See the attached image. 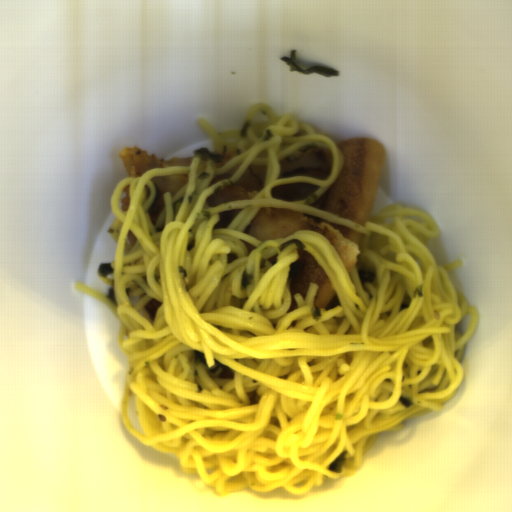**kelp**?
Listing matches in <instances>:
<instances>
[{"label":"kelp","instance_id":"obj_1","mask_svg":"<svg viewBox=\"0 0 512 512\" xmlns=\"http://www.w3.org/2000/svg\"><path fill=\"white\" fill-rule=\"evenodd\" d=\"M296 59H297V50H294V49L291 50L290 57H286V56L280 57V60L289 66V71H291V72L292 71L300 72L303 75L316 73L318 75H323L325 77H330V78L334 77V76H340L339 71H336L334 69L325 68V67H316L315 66V67H310L306 70H303L296 64V62H295Z\"/></svg>","mask_w":512,"mask_h":512},{"label":"kelp","instance_id":"obj_2","mask_svg":"<svg viewBox=\"0 0 512 512\" xmlns=\"http://www.w3.org/2000/svg\"><path fill=\"white\" fill-rule=\"evenodd\" d=\"M192 358L195 363H201L210 373H216L219 375H231L234 374V370L227 365H224L216 358L214 359L215 364L213 367H207V361L204 352L195 350L193 351Z\"/></svg>","mask_w":512,"mask_h":512},{"label":"kelp","instance_id":"obj_3","mask_svg":"<svg viewBox=\"0 0 512 512\" xmlns=\"http://www.w3.org/2000/svg\"><path fill=\"white\" fill-rule=\"evenodd\" d=\"M228 151V146H224L222 148V154H218L215 152H210L207 148L200 147L197 150H194L193 154L195 157L200 158L203 161L211 160V162L220 163L223 162Z\"/></svg>","mask_w":512,"mask_h":512},{"label":"kelp","instance_id":"obj_4","mask_svg":"<svg viewBox=\"0 0 512 512\" xmlns=\"http://www.w3.org/2000/svg\"><path fill=\"white\" fill-rule=\"evenodd\" d=\"M347 451H343L339 456H337L327 467L328 471L332 473H341L342 466L345 462V458L347 456Z\"/></svg>","mask_w":512,"mask_h":512},{"label":"kelp","instance_id":"obj_5","mask_svg":"<svg viewBox=\"0 0 512 512\" xmlns=\"http://www.w3.org/2000/svg\"><path fill=\"white\" fill-rule=\"evenodd\" d=\"M358 276H359L360 284L373 282L374 279L376 278L375 273H373L372 271H368V270L367 271L359 270Z\"/></svg>","mask_w":512,"mask_h":512},{"label":"kelp","instance_id":"obj_6","mask_svg":"<svg viewBox=\"0 0 512 512\" xmlns=\"http://www.w3.org/2000/svg\"><path fill=\"white\" fill-rule=\"evenodd\" d=\"M114 269L111 263H101L98 268V273L101 278H106L108 274H112Z\"/></svg>","mask_w":512,"mask_h":512},{"label":"kelp","instance_id":"obj_7","mask_svg":"<svg viewBox=\"0 0 512 512\" xmlns=\"http://www.w3.org/2000/svg\"><path fill=\"white\" fill-rule=\"evenodd\" d=\"M254 278V274H248L246 272V270H243L242 274H241V285L243 286L244 289H246L247 286H249L252 282Z\"/></svg>","mask_w":512,"mask_h":512},{"label":"kelp","instance_id":"obj_8","mask_svg":"<svg viewBox=\"0 0 512 512\" xmlns=\"http://www.w3.org/2000/svg\"><path fill=\"white\" fill-rule=\"evenodd\" d=\"M293 243H295L297 245L298 249H300V250L303 249L304 246H305L304 243L301 242L299 239H294L293 238V239H290V240L284 242L283 244H281L280 247H279L280 251L282 252V250L284 248H286L287 246H289V245H291Z\"/></svg>","mask_w":512,"mask_h":512},{"label":"kelp","instance_id":"obj_9","mask_svg":"<svg viewBox=\"0 0 512 512\" xmlns=\"http://www.w3.org/2000/svg\"><path fill=\"white\" fill-rule=\"evenodd\" d=\"M310 313L315 322H319L323 316V313L319 306H314L310 309Z\"/></svg>","mask_w":512,"mask_h":512},{"label":"kelp","instance_id":"obj_10","mask_svg":"<svg viewBox=\"0 0 512 512\" xmlns=\"http://www.w3.org/2000/svg\"><path fill=\"white\" fill-rule=\"evenodd\" d=\"M305 202L304 204L306 205H314L315 203H317L318 201V196L314 193V192H309L306 196H305Z\"/></svg>","mask_w":512,"mask_h":512},{"label":"kelp","instance_id":"obj_11","mask_svg":"<svg viewBox=\"0 0 512 512\" xmlns=\"http://www.w3.org/2000/svg\"><path fill=\"white\" fill-rule=\"evenodd\" d=\"M185 198H180L178 200H176L175 202L172 203V208H173V216H174V219L176 218L183 202H184Z\"/></svg>","mask_w":512,"mask_h":512},{"label":"kelp","instance_id":"obj_12","mask_svg":"<svg viewBox=\"0 0 512 512\" xmlns=\"http://www.w3.org/2000/svg\"><path fill=\"white\" fill-rule=\"evenodd\" d=\"M107 298L109 301H111L113 304L117 306V300H116V294L113 287H110L107 291Z\"/></svg>","mask_w":512,"mask_h":512},{"label":"kelp","instance_id":"obj_13","mask_svg":"<svg viewBox=\"0 0 512 512\" xmlns=\"http://www.w3.org/2000/svg\"><path fill=\"white\" fill-rule=\"evenodd\" d=\"M410 303H411V297L407 293L406 295H404L403 301H402L401 306H400V311L404 310V309H407L408 306L410 305Z\"/></svg>","mask_w":512,"mask_h":512},{"label":"kelp","instance_id":"obj_14","mask_svg":"<svg viewBox=\"0 0 512 512\" xmlns=\"http://www.w3.org/2000/svg\"><path fill=\"white\" fill-rule=\"evenodd\" d=\"M250 124L251 123L248 120L245 123H243V125L241 127V132H240L241 137L247 138V129L250 126Z\"/></svg>","mask_w":512,"mask_h":512},{"label":"kelp","instance_id":"obj_15","mask_svg":"<svg viewBox=\"0 0 512 512\" xmlns=\"http://www.w3.org/2000/svg\"><path fill=\"white\" fill-rule=\"evenodd\" d=\"M399 400H400V402L402 403V405H403V406H405V407H407V408H408V407H411V406H412V404H413V403L411 402V400H410L409 398H407L406 396H404V395H403V396H400Z\"/></svg>","mask_w":512,"mask_h":512},{"label":"kelp","instance_id":"obj_16","mask_svg":"<svg viewBox=\"0 0 512 512\" xmlns=\"http://www.w3.org/2000/svg\"><path fill=\"white\" fill-rule=\"evenodd\" d=\"M266 132V135H264L263 139L265 141H269L271 138H274V134H272V129H269V130H265Z\"/></svg>","mask_w":512,"mask_h":512},{"label":"kelp","instance_id":"obj_17","mask_svg":"<svg viewBox=\"0 0 512 512\" xmlns=\"http://www.w3.org/2000/svg\"><path fill=\"white\" fill-rule=\"evenodd\" d=\"M208 177H210V174H208L207 172H203L199 175L198 179L205 180Z\"/></svg>","mask_w":512,"mask_h":512}]
</instances>
